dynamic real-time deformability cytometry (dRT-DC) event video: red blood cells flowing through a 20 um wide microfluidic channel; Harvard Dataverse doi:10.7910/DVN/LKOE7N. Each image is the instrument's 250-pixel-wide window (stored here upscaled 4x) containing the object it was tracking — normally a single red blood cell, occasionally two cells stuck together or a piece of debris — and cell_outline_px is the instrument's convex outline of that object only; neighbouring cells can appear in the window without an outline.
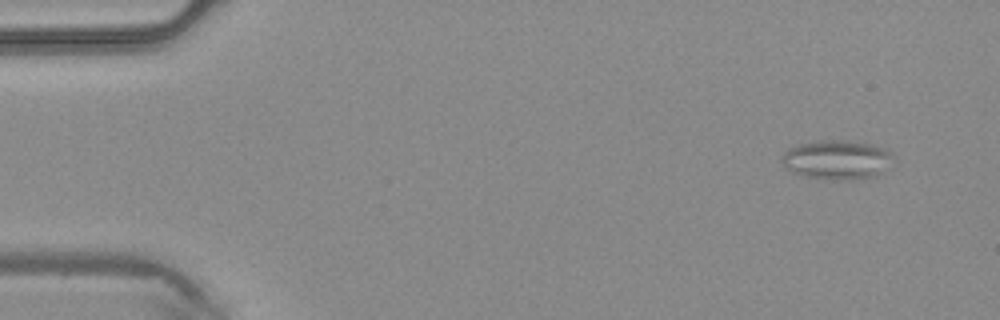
{"species": "common noctule bat (a hibernating species)", "species_latin": "Nyctalus noctula", "temperature_condition": "warm", "stored_images_in_passage": 4, "camera_frame_rate_fps": 3000, "um_per_image_px": 0.085, "animal": {"sex": "male", "body_mass_g": 20.4}, "frame": {"image": 1, "passage_image": 1, "time_ms": 0.0, "image_size_px": [1000, 320], "cell_outline_px": [[892, 156], [880, 172], [876, 176], [852, 180], [836, 180], [804, 176], [792, 172], [780, 160], [780, 156], [788, 148], [800, 144], [820, 140], [844, 140], [872, 144], [888, 148]], "centroid_in_image_um": [71.09, 13.57], "position_along_channel_um": 13.9, "area_um2": 25.32}}
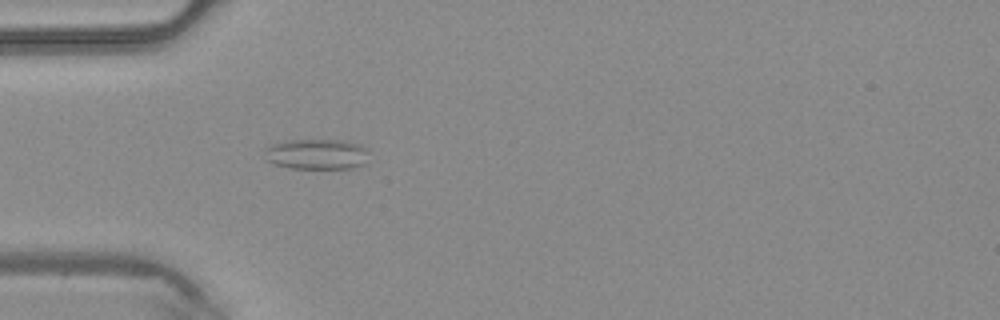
{"frame": {"image": 2, "passage_image": 4, "time_ms": 1.0, "image_size_px": [1000, 320], "cell_outline_px": [[368, 152], [364, 164], [352, 168], [288, 168], [272, 164], [264, 160], [264, 148], [272, 144], [284, 140], [344, 140], [360, 144]], "centroid_in_image_um": [26.84, 13.1], "position_along_channel_um": 58.2, "area_um2": 18.79}}